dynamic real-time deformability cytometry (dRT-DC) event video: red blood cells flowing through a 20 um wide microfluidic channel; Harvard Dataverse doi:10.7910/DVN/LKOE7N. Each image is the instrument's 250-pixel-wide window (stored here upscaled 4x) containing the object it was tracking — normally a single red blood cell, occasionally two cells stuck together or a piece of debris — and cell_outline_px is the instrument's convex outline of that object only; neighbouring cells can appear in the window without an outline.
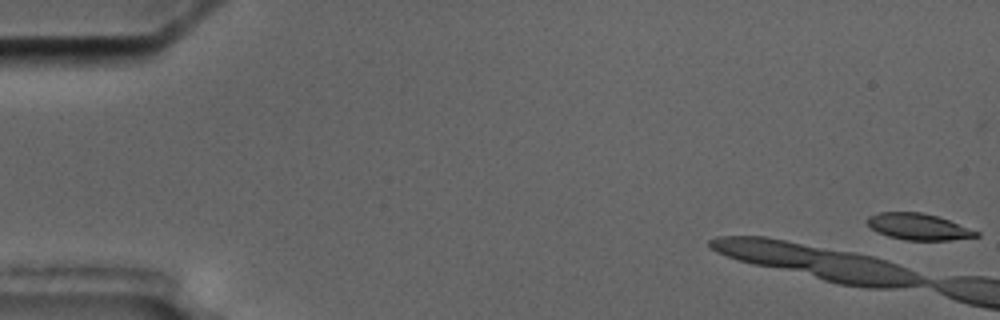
{"species": "common noctule bat (a hibernating species)", "species_latin": "Nyctalus noctula", "temperature_condition": "cold", "stored_images_in_passage": 4, "camera_frame_rate_fps": 3000, "um_per_image_px": 0.085, "animal": {"sex": "male", "body_mass_g": 17.5, "forearm_length_mm": 52.3}, "frame": {"image": 1, "passage_image": 1, "time_ms": 0.0, "image_size_px": [1000, 320], "cell_outline_px": [[980, 236], [952, 240], [904, 240], [888, 236], [876, 232], [864, 220], [868, 216], [880, 212], [920, 212], [936, 216], [948, 220], [980, 232]], "centroid_in_image_um": [78.04, 19.27], "position_along_channel_um": 7.0, "area_um2": 16.76}}